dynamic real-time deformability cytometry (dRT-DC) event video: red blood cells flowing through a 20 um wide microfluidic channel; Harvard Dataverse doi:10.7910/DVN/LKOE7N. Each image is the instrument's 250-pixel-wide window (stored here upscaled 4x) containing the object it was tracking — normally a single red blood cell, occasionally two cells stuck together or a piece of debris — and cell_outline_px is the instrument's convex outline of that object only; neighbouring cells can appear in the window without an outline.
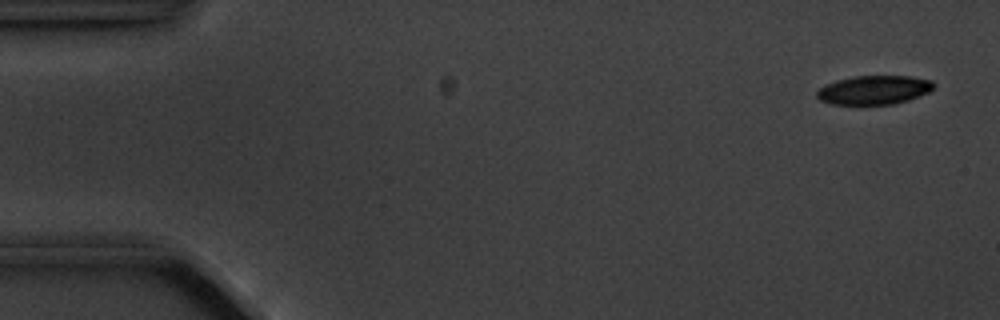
{"species": "common noctule bat (a hibernating species)", "species_latin": "Nyctalus noctula", "temperature_condition": "cold", "stored_images_in_passage": 5, "camera_frame_rate_fps": 3000, "um_per_image_px": 0.085, "animal": {"sex": "male", "body_mass_g": 20.1, "forearm_length_mm": 53.5}, "frame": {"image": 1, "passage_image": 1, "time_ms": 0.0, "image_size_px": [1000, 320], "cell_outline_px": [[936, 84], [928, 92], [908, 100], [892, 104], [832, 104], [820, 100], [816, 96], [816, 92], [824, 84], [836, 80], [852, 76], [912, 76], [932, 80]], "centroid_in_image_um": [74.28, 7.63], "position_along_channel_um": 10.7, "area_um2": 19.71}}
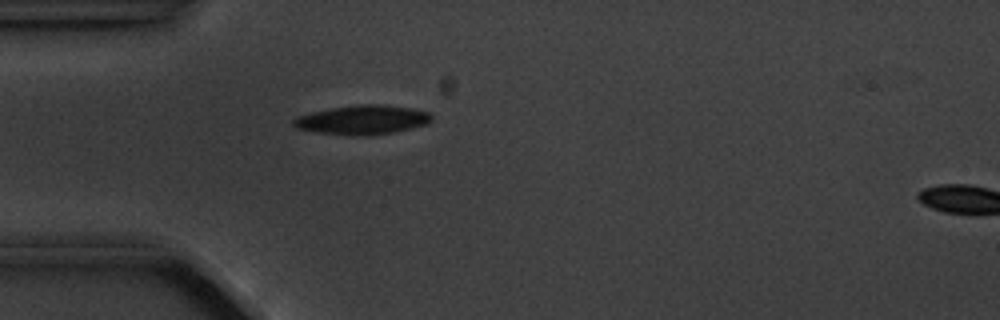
{"frame": {"image": 2, "passage_image": 4, "time_ms": 4.333, "image_size_px": [1000, 320], "cell_outline_px": [[432, 120], [428, 124], [396, 132], [364, 136], [316, 132], [296, 128], [292, 124], [292, 120], [300, 116], [312, 112], [332, 108], [356, 104], [384, 104], [412, 108], [428, 112], [432, 116]], "centroid_in_image_um": [30.85, 10.18], "position_along_channel_um": 54.1, "area_um2": 23.52}}